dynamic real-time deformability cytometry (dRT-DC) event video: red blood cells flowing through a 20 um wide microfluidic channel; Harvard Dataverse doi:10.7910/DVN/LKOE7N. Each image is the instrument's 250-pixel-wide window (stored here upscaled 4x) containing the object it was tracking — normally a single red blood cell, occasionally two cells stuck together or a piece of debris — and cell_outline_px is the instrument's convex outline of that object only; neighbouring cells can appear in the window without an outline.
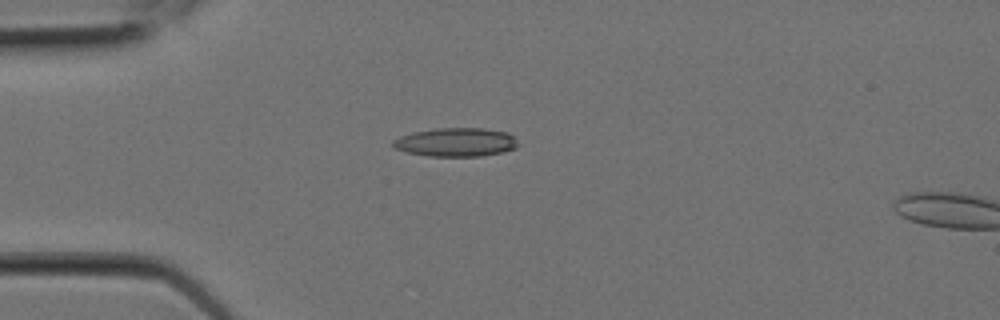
{"species": "Egyptian fruit bat (a non-hibernating species)", "species_latin": "Rousettus aegyptiacus", "temperature_condition": "room temperature", "stored_images_in_passage": 5, "camera_frame_rate_fps": 3000, "um_per_image_px": 0.085, "animal": {"sex": "female"}, "frame": {"image": 1, "passage_image": 4, "time_ms": 1.0, "image_size_px": [1000, 320], "cell_outline_px": [[520, 144], [516, 148], [500, 152], [480, 156], [428, 156], [408, 152], [392, 148], [392, 140], [400, 136], [412, 132], [436, 128], [484, 128], [508, 132]], "centroid_in_image_um": [38.73, 12.08], "position_along_channel_um": 46.3, "area_um2": 20.98}}